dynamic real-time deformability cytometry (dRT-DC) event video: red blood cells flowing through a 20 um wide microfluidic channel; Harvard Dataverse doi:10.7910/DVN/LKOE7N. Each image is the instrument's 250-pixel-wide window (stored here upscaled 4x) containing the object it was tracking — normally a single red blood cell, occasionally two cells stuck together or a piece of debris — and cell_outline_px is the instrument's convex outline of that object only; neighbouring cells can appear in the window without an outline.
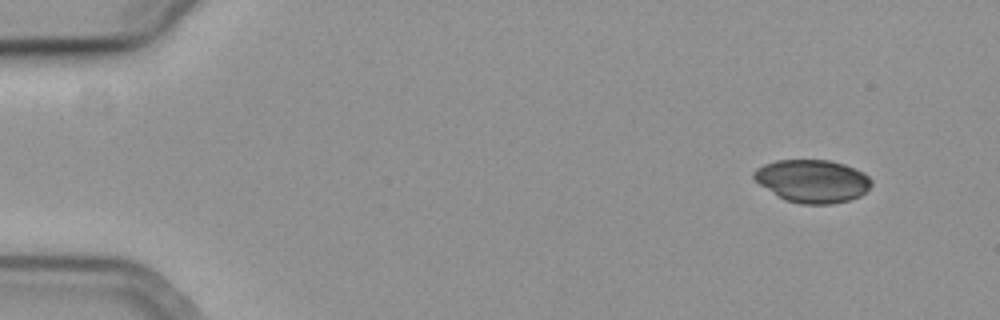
{"species": "common noctule bat (a hibernating species)", "species_latin": "Nyctalus noctula", "temperature_condition": "cold", "stored_images_in_passage": 53, "camera_frame_rate_fps": 3000, "um_per_image_px": 0.085, "animal": {"sex": "female", "body_mass_g": 19.3, "forearm_length_mm": 54.1}, "frame": {"image": 1, "passage_image": 1, "time_ms": 0.0, "image_size_px": [1000, 320], "cell_outline_px": [[872, 184], [860, 196], [848, 200], [832, 204], [800, 204], [784, 200], [760, 184], [752, 176], [752, 172], [756, 168], [764, 164], [776, 160], [828, 160], [844, 164], [864, 172], [872, 180]], "centroid_in_image_um": [69.05, 15.39], "position_along_channel_um": 16.0, "area_um2": 29.36}}
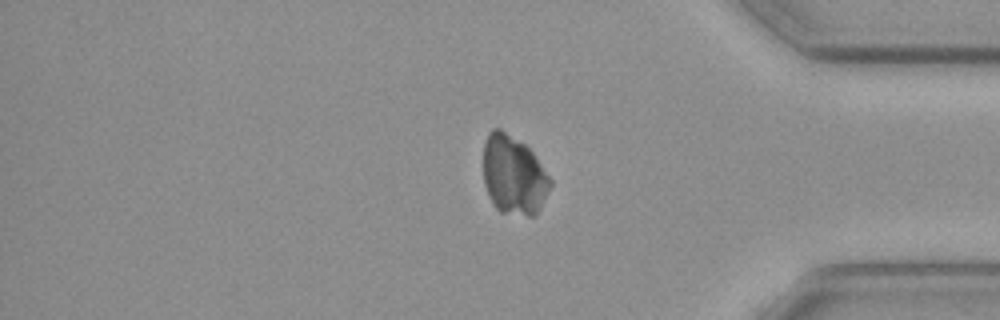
{"frame": {"image": 2, "passage_image": 43, "time_ms": 14.0, "image_size_px": [1000, 320], "cell_outline_px": [[552, 184], [540, 208], [532, 216], [528, 216], [500, 212], [492, 204], [484, 184], [484, 144], [488, 132], [492, 128], [500, 128], [524, 144], [536, 156], [552, 180]], "centroid_in_image_um": [43.65, 14.88], "position_along_channel_um": 391.5, "area_um2": 30.87}}
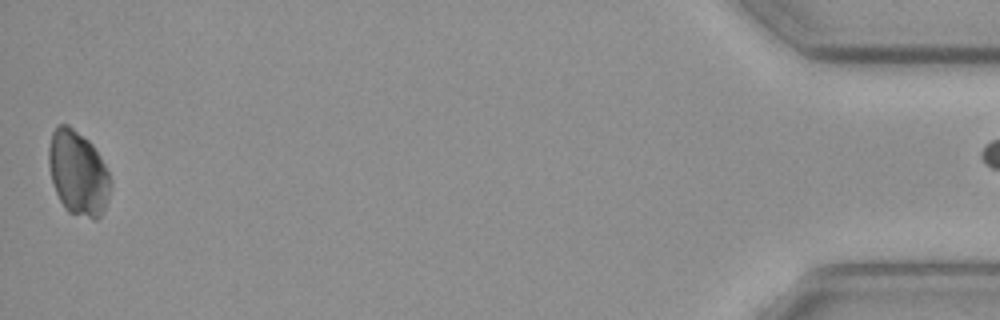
{"frame": {"image": 3, "passage_image": 52, "time_ms": 17.0, "image_size_px": [1000, 320], "cell_outline_px": [[112, 184], [108, 200], [104, 212], [96, 220], [92, 220], [68, 212], [64, 208], [56, 192], [52, 180], [48, 164], [48, 148], [52, 132], [60, 124], [68, 124], [88, 140], [92, 144], [100, 156], [108, 172]], "centroid_in_image_um": [6.64, 14.74], "position_along_channel_um": 428.6, "area_um2": 30.69}}